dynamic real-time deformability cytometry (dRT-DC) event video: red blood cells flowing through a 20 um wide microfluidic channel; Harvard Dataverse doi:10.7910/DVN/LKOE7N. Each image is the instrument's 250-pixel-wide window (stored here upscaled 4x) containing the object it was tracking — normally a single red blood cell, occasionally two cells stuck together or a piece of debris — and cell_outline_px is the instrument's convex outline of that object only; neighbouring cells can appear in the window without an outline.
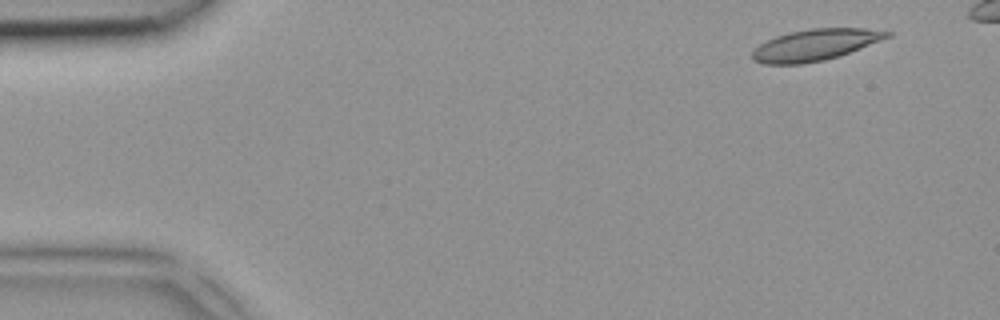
{"species": "common noctule bat (a hibernating species)", "species_latin": "Nyctalus noctula", "temperature_condition": "room temperature", "stored_images_in_passage": 4, "camera_frame_rate_fps": 3000, "um_per_image_px": 0.085, "animal": {"sex": "female", "body_mass_g": 18.4}, "frame": {"image": 1, "passage_image": 4, "time_ms": 1.0, "image_size_px": [1000, 320], "cell_outline_px": [[892, 36], [840, 56], [824, 60], [804, 64], [764, 64], [752, 60], [752, 52], [760, 44], [776, 36], [788, 32], [812, 28], [864, 28], [892, 32]], "centroid_in_image_um": [69.3, 3.82], "position_along_channel_um": 15.7, "area_um2": 24.68}}